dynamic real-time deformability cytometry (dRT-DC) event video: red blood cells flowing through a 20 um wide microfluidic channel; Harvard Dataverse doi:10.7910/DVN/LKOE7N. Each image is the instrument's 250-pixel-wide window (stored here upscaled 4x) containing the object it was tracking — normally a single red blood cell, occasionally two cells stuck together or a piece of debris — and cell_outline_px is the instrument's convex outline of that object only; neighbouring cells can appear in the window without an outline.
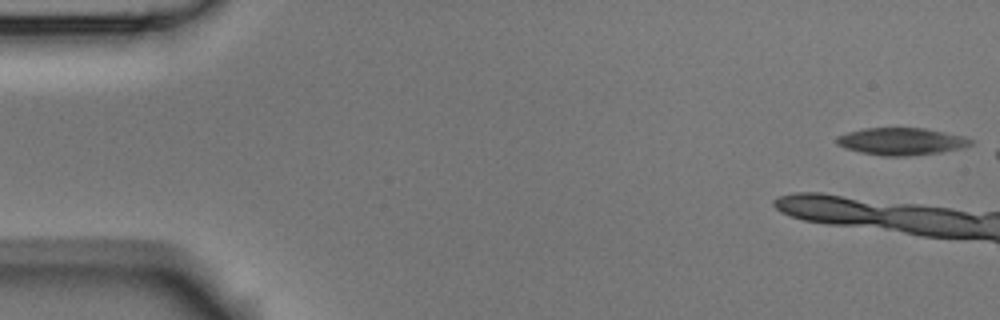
{"species": "Egyptian fruit bat (a non-hibernating species)", "species_latin": "Rousettus aegyptiacus", "temperature_condition": "room temperature", "stored_images_in_passage": 6, "camera_frame_rate_fps": 3000, "um_per_image_px": 0.085, "animal": {"sex": "male"}, "frame": {"image": 1, "passage_image": 1, "time_ms": 0.0, "image_size_px": [1000, 320], "cell_outline_px": [[972, 144], [964, 148], [940, 152], [908, 156], [880, 156], [860, 152], [844, 148], [836, 144], [836, 136], [848, 132], [864, 128], [924, 128], [964, 136], [972, 140]], "centroid_in_image_um": [76.59, 12.02], "position_along_channel_um": 8.4, "area_um2": 21.39}}